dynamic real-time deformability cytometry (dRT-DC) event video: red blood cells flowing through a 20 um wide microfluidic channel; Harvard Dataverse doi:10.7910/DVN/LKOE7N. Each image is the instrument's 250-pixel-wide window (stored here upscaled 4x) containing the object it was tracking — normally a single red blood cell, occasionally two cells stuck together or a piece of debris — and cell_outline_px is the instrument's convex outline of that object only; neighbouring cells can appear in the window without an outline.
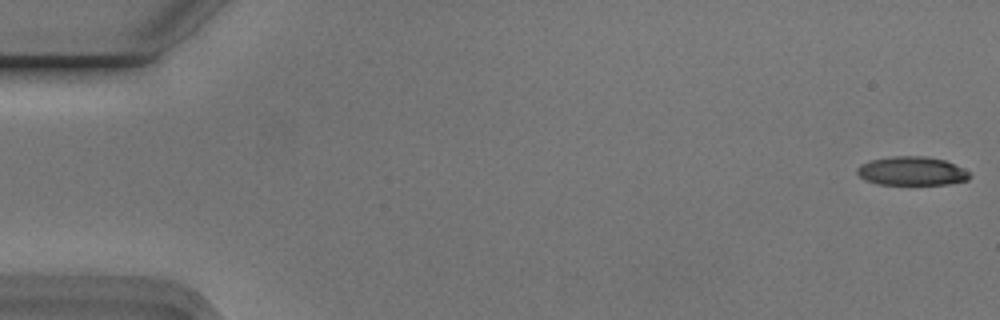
{"species": "Egyptian fruit bat (a non-hibernating species)", "species_latin": "Rousettus aegyptiacus", "temperature_condition": "cold", "stored_images_in_passage": 6, "camera_frame_rate_fps": 3000, "um_per_image_px": 0.085, "animal": {"sex": "male"}, "frame": {"image": 1, "passage_image": 1, "time_ms": 0.0, "image_size_px": [1000, 320], "cell_outline_px": [[972, 176], [968, 180], [948, 184], [876, 184], [860, 176], [856, 172], [856, 168], [860, 164], [868, 160], [892, 156], [928, 156], [944, 160], [972, 172]], "centroid_in_image_um": [77.52, 14.53], "position_along_channel_um": 7.5, "area_um2": 19.02}}
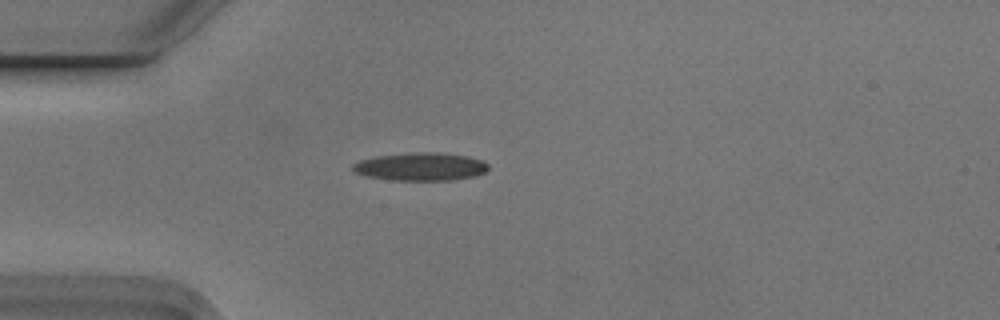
{"frame": {"image": 2, "passage_image": 5, "time_ms": 1.333, "image_size_px": [1000, 320], "cell_outline_px": [[488, 168], [484, 172], [476, 176], [452, 180], [392, 180], [368, 176], [352, 172], [352, 164], [360, 160], [376, 156], [412, 152], [436, 152], [468, 156], [480, 160], [488, 164]], "centroid_in_image_um": [35.73, 14.16], "position_along_channel_um": 49.3, "area_um2": 22.14}}